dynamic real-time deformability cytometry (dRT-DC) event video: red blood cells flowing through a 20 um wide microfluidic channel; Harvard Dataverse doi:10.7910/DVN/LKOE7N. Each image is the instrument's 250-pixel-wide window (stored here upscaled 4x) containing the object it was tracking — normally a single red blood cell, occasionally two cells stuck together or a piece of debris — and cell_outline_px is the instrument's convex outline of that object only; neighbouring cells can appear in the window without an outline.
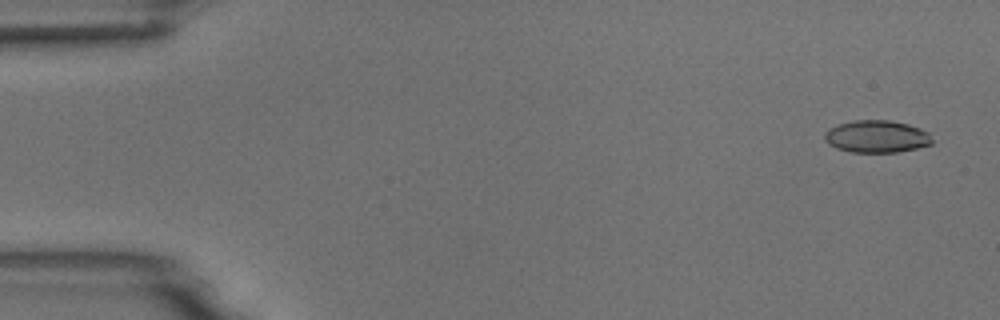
{"species": "common noctule bat (a hibernating species)", "species_latin": "Nyctalus noctula", "temperature_condition": "room temperature", "stored_images_in_passage": 5, "camera_frame_rate_fps": 3000, "um_per_image_px": 0.085, "animal": {"sex": "male", "body_mass_g": 18.8}, "frame": {"image": 1, "passage_image": 1, "time_ms": 0.0, "image_size_px": [1000, 320], "cell_outline_px": [[932, 144], [916, 148], [896, 152], [852, 152], [836, 148], [828, 144], [824, 140], [824, 132], [828, 128], [836, 124], [856, 120], [888, 120], [908, 124], [920, 128], [928, 132], [932, 140]], "centroid_in_image_um": [74.47, 11.6], "position_along_channel_um": 10.5, "area_um2": 20.35}}
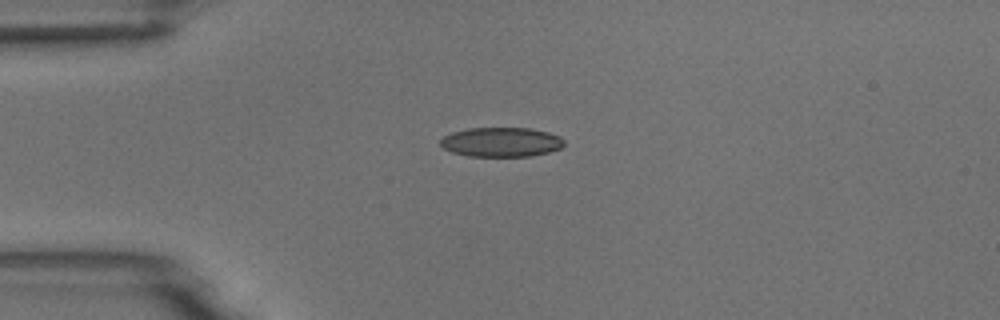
{"frame": {"image": 2, "passage_image": 4, "time_ms": 3.667, "image_size_px": [1000, 320], "cell_outline_px": [[564, 144], [560, 148], [548, 152], [532, 156], [468, 156], [452, 152], [444, 148], [440, 144], [440, 140], [444, 136], [452, 132], [468, 128], [528, 128], [548, 132], [560, 136], [564, 140]], "centroid_in_image_um": [42.6, 12.07], "position_along_channel_um": 42.4, "area_um2": 21.21}}